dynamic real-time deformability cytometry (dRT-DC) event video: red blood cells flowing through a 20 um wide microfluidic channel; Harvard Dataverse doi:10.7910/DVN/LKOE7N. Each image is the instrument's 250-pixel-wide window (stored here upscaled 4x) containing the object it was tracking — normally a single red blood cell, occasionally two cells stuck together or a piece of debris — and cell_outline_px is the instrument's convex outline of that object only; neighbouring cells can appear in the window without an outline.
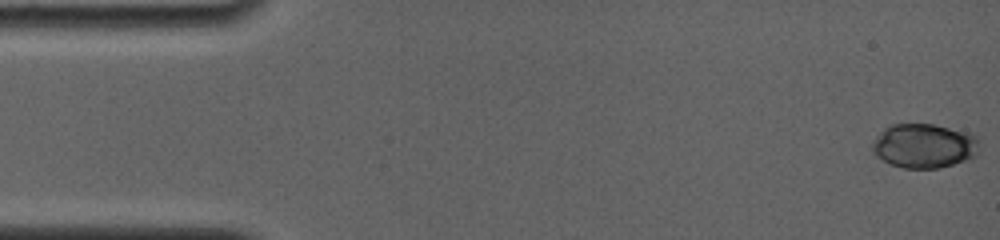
{"species": "common noctule bat (a hibernating species)", "species_latin": "Nyctalus noctula", "temperature_condition": "room temperature", "stored_images_in_passage": 47, "camera_frame_rate_fps": 4000, "um_per_image_px": 0.085, "animal": {"sex": "female", "body_mass_g": 19.0, "forearm_length_mm": 56.7}, "frame": {"image": 1, "passage_image": 1, "time_ms": 0.0, "image_size_px": [1000, 240], "cell_outline_px": [[976, 156], [940, 168], [904, 168], [888, 164], [876, 156], [872, 148], [872, 144], [880, 132], [888, 124], [936, 124], [972, 132], [976, 136]], "centroid_in_image_um": [78.52, 12.38], "position_along_channel_um": 6.5, "area_um2": 27.74}}
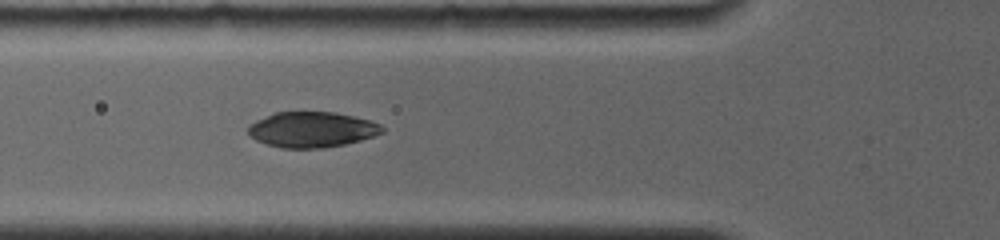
{"frame": {"image": 2, "passage_image": 20, "time_ms": 5.75, "image_size_px": [1000, 240], "cell_outline_px": [[384, 132], [360, 140], [344, 144], [324, 148], [280, 148], [256, 140], [248, 132], [248, 128], [256, 120], [276, 112], [336, 112], [368, 120], [380, 124], [384, 128]], "centroid_in_image_um": [26.52, 11.01], "position_along_channel_um": 99.3, "area_um2": 27.46}}
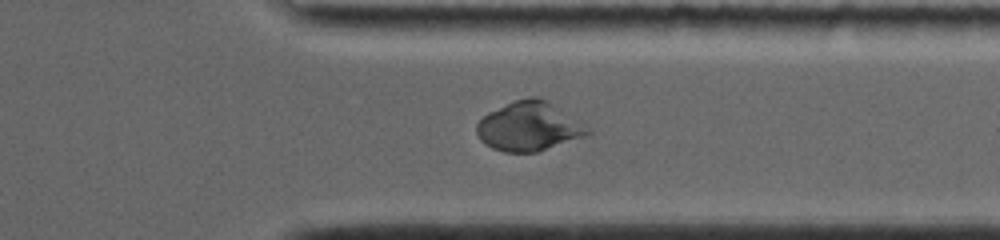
{"frame": {"image": 3, "passage_image": 40, "time_ms": 12.75, "image_size_px": [1000, 240], "cell_outline_px": [[592, 132], [584, 136], [536, 152], [504, 152], [492, 148], [480, 140], [476, 132], [476, 124], [488, 112], [516, 100], [528, 96], [536, 96], [544, 100]], "centroid_in_image_um": [44.86, 10.77], "position_along_channel_um": 366.5, "area_um2": 30.63}, "authors_computed_cell_mechanics": {"area_um2": 28.3798, "velocity_mm_per_s": 3.8229, "shape_relaxation_time_tau1_ms": 4.3364, "shape_relaxation_time_tau2_ms": null, "deformation_change_tau1": 0.1769, "deformation_change_tau2": null}}